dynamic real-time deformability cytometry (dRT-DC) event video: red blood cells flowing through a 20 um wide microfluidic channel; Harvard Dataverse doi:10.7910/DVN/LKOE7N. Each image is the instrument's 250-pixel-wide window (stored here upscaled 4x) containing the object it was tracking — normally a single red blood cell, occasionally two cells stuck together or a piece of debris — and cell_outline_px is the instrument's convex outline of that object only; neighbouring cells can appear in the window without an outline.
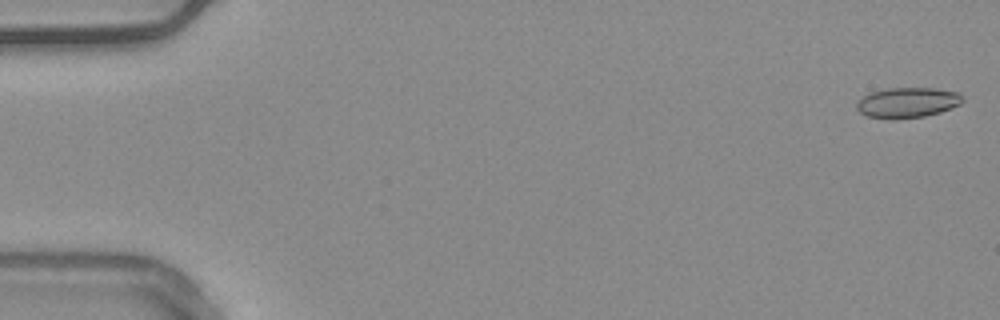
{"species": "common noctule bat (a hibernating species)", "species_latin": "Nyctalus noctula", "temperature_condition": "warm", "stored_images_in_passage": 55, "camera_frame_rate_fps": 3000, "um_per_image_px": 0.085, "animal": {"sex": "male", "body_mass_g": 20.4}, "frame": {"image": 1, "passage_image": 2, "time_ms": 0.333, "image_size_px": [1000, 320], "cell_outline_px": [[952, 104], [936, 112], [916, 116], [876, 116], [864, 112], [872, 96], [880, 92], [948, 92]], "centroid_in_image_um": [77.12, 8.8], "position_along_channel_um": 7.9, "area_um2": 12.89}}
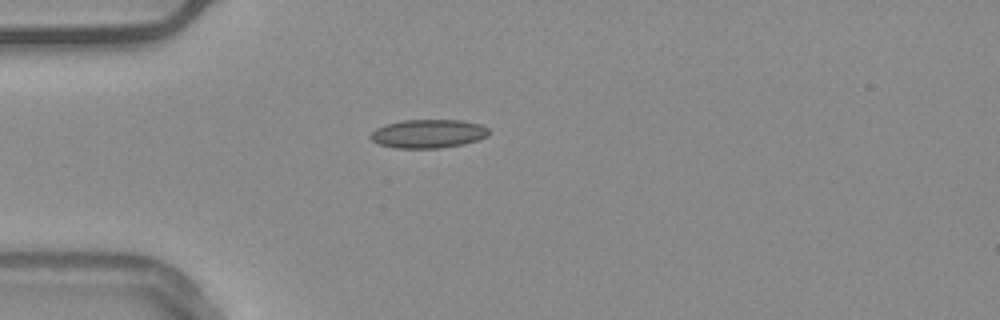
{"frame": {"image": 2, "passage_image": 16, "time_ms": 5.0, "image_size_px": [1000, 320], "cell_outline_px": [[480, 136], [468, 140], [452, 144], [384, 144], [376, 140], [384, 128], [396, 124], [428, 120], [440, 120], [468, 124]], "centroid_in_image_um": [36.32, 11.31], "position_along_channel_um": 48.7, "area_um2": 14.1}}
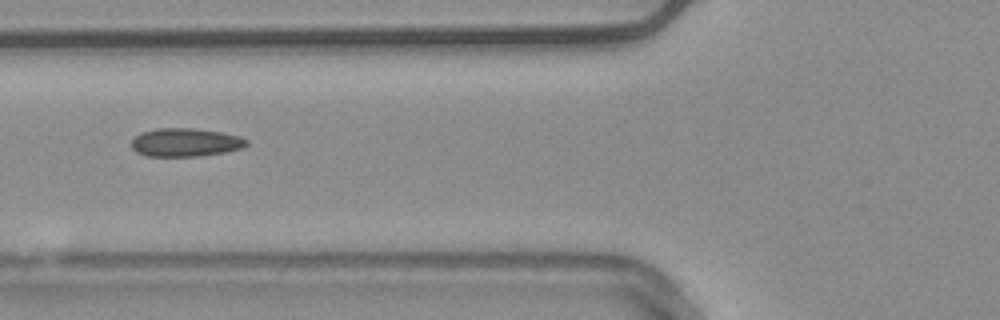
{"frame": {"image": 3, "passage_image": 22, "time_ms": 7.0, "image_size_px": [1000, 320], "cell_outline_px": [[244, 144], [232, 148], [212, 152], [176, 156], [164, 156], [144, 152], [136, 148], [136, 140], [140, 136], [152, 132], [208, 132], [228, 136], [244, 140]], "centroid_in_image_um": [15.73, 12.17], "position_along_channel_um": 110.1, "area_um2": 14.51}, "authors_computed_cell_mechanics": {"area_um2": 14.3344, "velocity_mm_per_s": 3.7776, "shape_relaxation_time_tau1_ms": null, "shape_relaxation_time_tau2_ms": 2.3278, "deformation_change_tau1": null, "deformation_change_tau2": 0.0795}}